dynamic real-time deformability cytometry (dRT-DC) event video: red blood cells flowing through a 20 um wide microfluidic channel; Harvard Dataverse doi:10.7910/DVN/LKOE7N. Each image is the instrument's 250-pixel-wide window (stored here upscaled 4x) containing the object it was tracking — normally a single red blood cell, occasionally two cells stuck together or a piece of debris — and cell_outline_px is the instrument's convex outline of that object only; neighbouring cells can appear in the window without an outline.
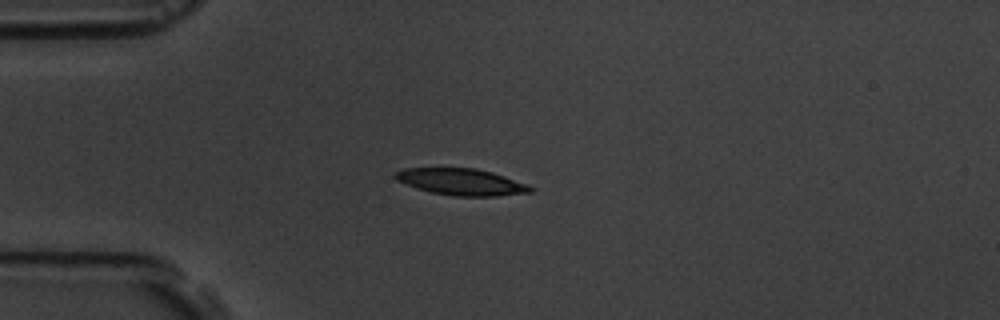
{"species": "common noctule bat (a hibernating species)", "species_latin": "Nyctalus noctula", "temperature_condition": "room temperature", "stored_images_in_passage": 9, "camera_frame_rate_fps": 3000, "um_per_image_px": 0.085, "animal": {"sex": "male", "body_mass_g": 19.5, "forearm_length_mm": 54.6}, "frame": {"image": 1, "passage_image": 4, "time_ms": 3.667, "image_size_px": [1000, 320], "cell_outline_px": [[532, 192], [496, 196], [452, 196], [432, 192], [416, 188], [396, 180], [392, 176], [396, 172], [404, 168], [476, 168], [492, 172], [528, 184], [532, 188]], "centroid_in_image_um": [39.2, 15.46], "position_along_channel_um": 45.8, "area_um2": 20.92}}
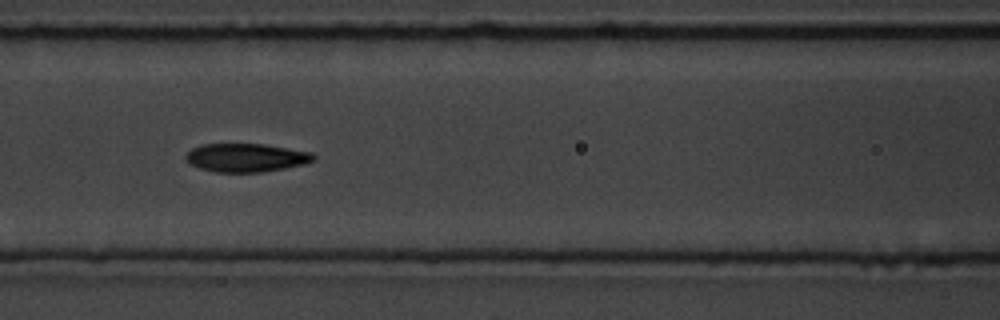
{"frame": {"image": 2, "passage_image": 7, "time_ms": 7.0, "image_size_px": [1000, 320], "cell_outline_px": [[316, 160], [304, 164], [284, 168], [260, 172], [216, 172], [200, 168], [192, 164], [184, 156], [192, 148], [200, 144], [264, 144], [312, 152], [316, 156]], "centroid_in_image_um": [20.95, 13.39], "position_along_channel_um": 145.7, "area_um2": 21.1}}
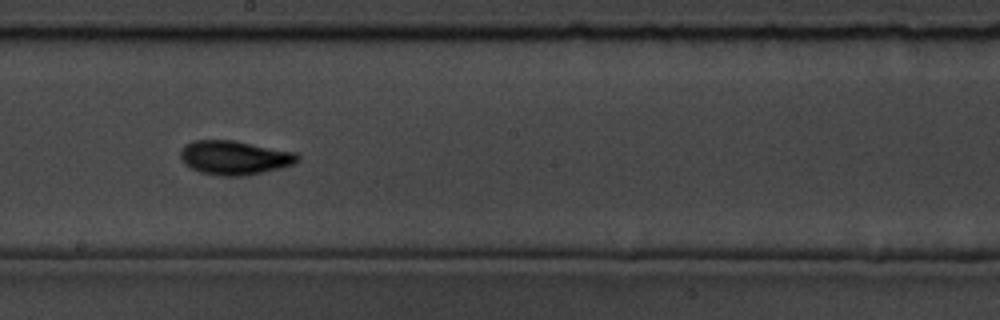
{"frame": {"image": 3, "passage_image": 9, "time_ms": 9.333, "image_size_px": [1000, 320], "cell_outline_px": [[300, 160], [296, 164], [264, 172], [244, 176], [220, 176], [200, 172], [184, 164], [180, 156], [180, 148], [184, 144], [192, 140], [232, 140], [296, 152], [300, 156]], "centroid_in_image_um": [19.93, 13.4], "position_along_channel_um": 228.3, "area_um2": 23.52}}